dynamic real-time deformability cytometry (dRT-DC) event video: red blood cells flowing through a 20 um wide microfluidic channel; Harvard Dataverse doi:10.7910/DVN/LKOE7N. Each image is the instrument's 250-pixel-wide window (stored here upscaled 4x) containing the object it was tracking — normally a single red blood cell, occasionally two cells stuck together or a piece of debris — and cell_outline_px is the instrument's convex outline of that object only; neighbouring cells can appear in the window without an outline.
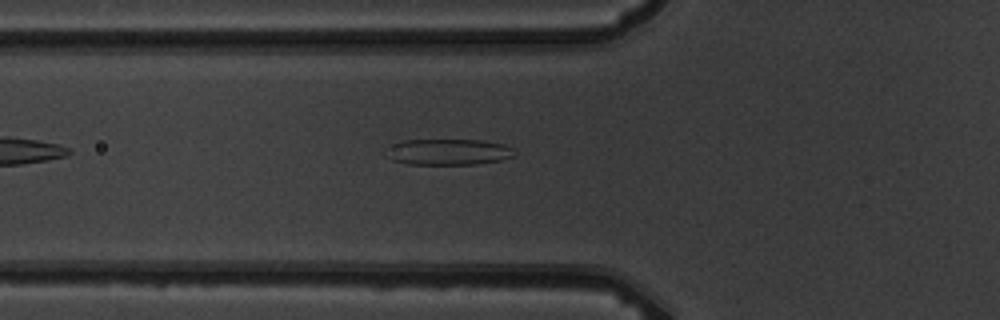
{"species": "common noctule bat (a hibernating species)", "species_latin": "Nyctalus noctula", "temperature_condition": "warm", "stored_images_in_passage": 3, "camera_frame_rate_fps": 3000, "um_per_image_px": 0.085, "animal": {"sex": "male", "body_mass_g": 19.5, "forearm_length_mm": 54.6}, "frame": {"image": 1, "passage_image": 3, "time_ms": 2.333, "image_size_px": [1000, 320], "cell_outline_px": [[516, 156], [500, 160], [476, 164], [408, 164], [392, 160], [388, 156], [384, 148], [388, 144], [400, 140], [484, 140], [504, 144], [512, 148], [516, 152]], "centroid_in_image_um": [38.07, 12.9], "position_along_channel_um": 87.7, "area_um2": 19.83}}